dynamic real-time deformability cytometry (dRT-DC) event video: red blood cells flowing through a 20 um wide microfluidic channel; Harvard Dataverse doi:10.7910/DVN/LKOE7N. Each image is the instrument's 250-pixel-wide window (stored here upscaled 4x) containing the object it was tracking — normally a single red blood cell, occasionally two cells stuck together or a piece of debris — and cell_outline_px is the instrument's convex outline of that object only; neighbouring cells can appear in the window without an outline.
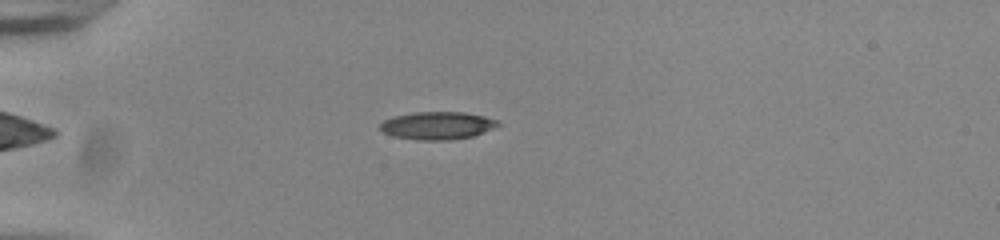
{"species": "common noctule bat (a hibernating species)", "species_latin": "Nyctalus noctula", "temperature_condition": "room temperature", "stored_images_in_passage": 44, "camera_frame_rate_fps": 3000, "um_per_image_px": 0.085, "animal": {"sex": "male", "body_mass_g": 20.0, "forearm_length_mm": 53.3}, "frame": {"image": 1, "passage_image": 5, "time_ms": 1.333, "image_size_px": [1000, 240], "cell_outline_px": [[500, 124], [484, 132], [472, 136], [448, 140], [416, 140], [392, 136], [384, 132], [380, 128], [380, 124], [384, 120], [392, 116], [416, 112], [464, 112], [484, 116], [496, 120]], "centroid_in_image_um": [37.14, 10.67], "position_along_channel_um": 47.9, "area_um2": 18.96}}
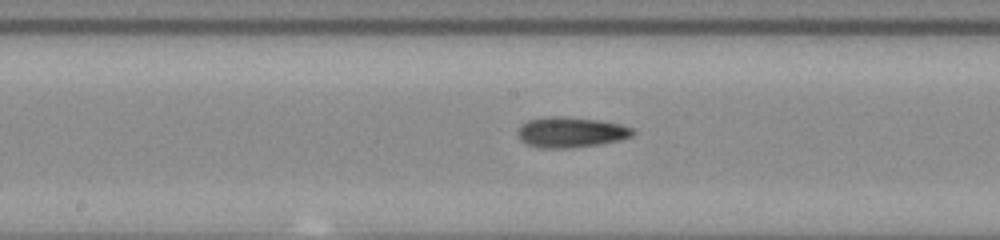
{"frame": {"image": 2, "passage_image": 19, "time_ms": 6.0, "image_size_px": [1000, 240], "cell_outline_px": [[636, 132], [632, 136], [620, 140], [600, 144], [564, 148], [540, 148], [528, 144], [520, 140], [520, 124], [528, 120], [552, 116], [564, 116], [600, 120], [620, 124], [632, 128]], "centroid_in_image_um": [48.56, 11.23], "position_along_channel_um": 199.6, "area_um2": 20.29}}
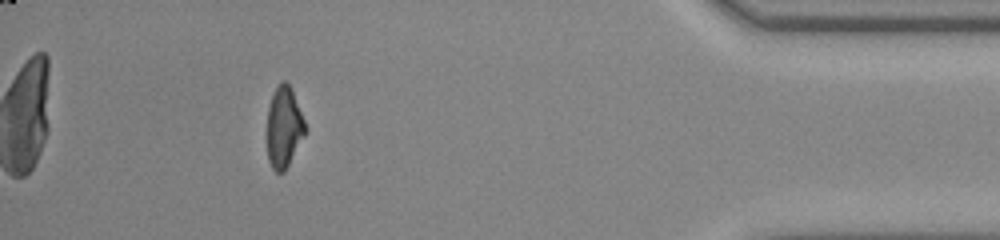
{"frame": {"image": 3, "passage_image": 39, "time_ms": 12.667, "image_size_px": [1000, 240], "cell_outline_px": [[304, 136], [284, 172], [276, 172], [272, 168], [268, 160], [268, 108], [272, 96], [276, 88], [284, 80], [288, 84], [292, 92], [304, 120]], "centroid_in_image_um": [24.12, 10.85], "position_along_channel_um": 411.1, "area_um2": 17.28}, "authors_computed_cell_mechanics": {"area_um2": 18.9584, "velocity_mm_per_s": 3.8523, "shape_relaxation_time_tau1_ms": 5.4938, "shape_relaxation_time_tau2_ms": 3.9831, "deformation_change_tau1": 0.1824, "deformation_change_tau2": 0.1079}}